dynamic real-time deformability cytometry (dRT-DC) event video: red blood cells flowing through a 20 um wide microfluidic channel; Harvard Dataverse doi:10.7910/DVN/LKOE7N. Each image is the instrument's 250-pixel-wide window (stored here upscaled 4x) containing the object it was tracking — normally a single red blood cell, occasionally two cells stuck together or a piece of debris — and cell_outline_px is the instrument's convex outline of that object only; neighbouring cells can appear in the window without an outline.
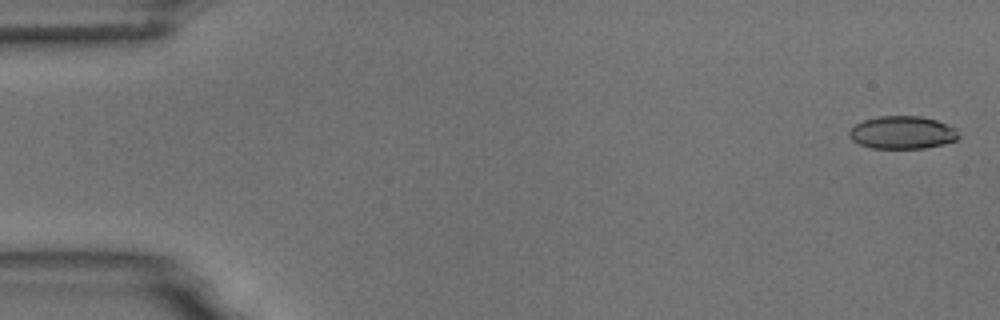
{"species": "common noctule bat (a hibernating species)", "species_latin": "Nyctalus noctula", "temperature_condition": "room temperature", "stored_images_in_passage": 8, "camera_frame_rate_fps": 3000, "um_per_image_px": 0.085, "animal": {"sex": "male", "body_mass_g": 18.8}, "frame": {"image": 1, "passage_image": 1, "time_ms": 0.0, "image_size_px": [1000, 320], "cell_outline_px": [[960, 136], [956, 140], [944, 144], [924, 148], [872, 148], [860, 144], [852, 140], [848, 136], [848, 132], [856, 124], [864, 120], [880, 116], [920, 116], [936, 120], [956, 128]], "centroid_in_image_um": [76.71, 11.26], "position_along_channel_um": 8.3, "area_um2": 20.87}}
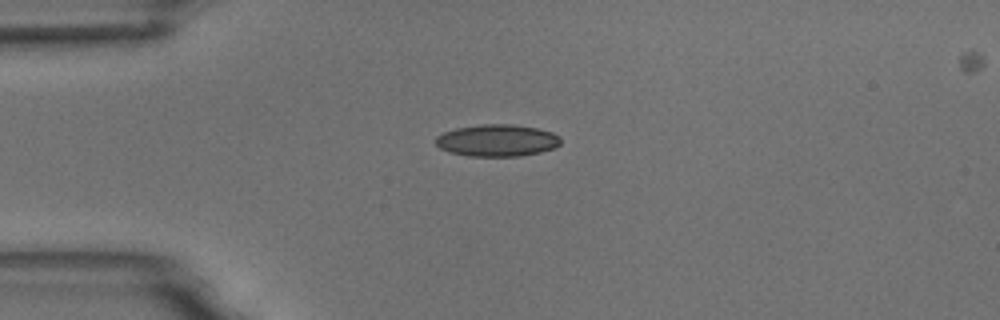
{"frame": {"image": 2, "passage_image": 4, "time_ms": 4.0, "image_size_px": [1000, 320], "cell_outline_px": [[560, 144], [556, 148], [540, 152], [520, 156], [468, 156], [448, 152], [440, 148], [436, 144], [436, 136], [444, 132], [456, 128], [480, 124], [516, 124], [536, 128], [552, 132], [560, 136]], "centroid_in_image_um": [42.26, 11.93], "position_along_channel_um": 42.7, "area_um2": 23.47}}